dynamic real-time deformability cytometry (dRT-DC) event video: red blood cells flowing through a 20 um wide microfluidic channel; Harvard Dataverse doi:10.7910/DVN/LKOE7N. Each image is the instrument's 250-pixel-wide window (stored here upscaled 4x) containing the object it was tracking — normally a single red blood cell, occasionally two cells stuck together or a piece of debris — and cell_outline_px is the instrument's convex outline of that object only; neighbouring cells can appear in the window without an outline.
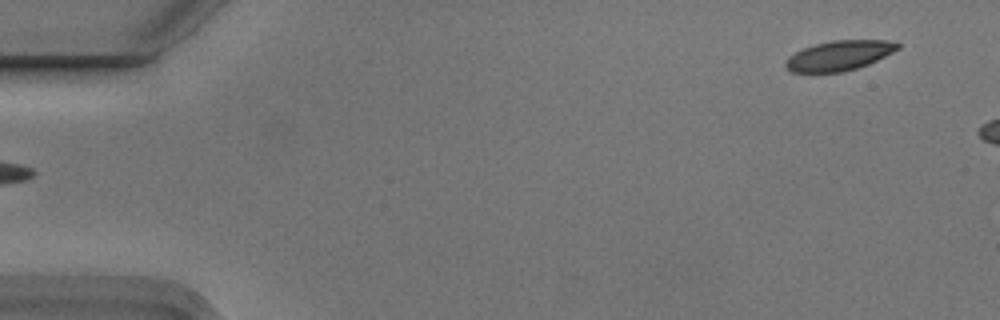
{"species": "Egyptian fruit bat (a non-hibernating species)", "species_latin": "Rousettus aegyptiacus", "temperature_condition": "cold", "stored_images_in_passage": 5, "segment_of_instrument_passage": [2, 2], "camera_frame_rate_fps": 3000, "um_per_image_px": 0.085, "animal": {"sex": "male"}, "frame": {"image": 1, "passage_image": 5, "time_ms": 1.333, "image_size_px": [1000, 320], "cell_outline_px": [[900, 48], [868, 64], [856, 68], [840, 72], [792, 72], [784, 64], [796, 52], [804, 48], [816, 44], [832, 40], [896, 40], [900, 44]], "centroid_in_image_um": [71.39, 4.7], "position_along_channel_um": 13.6, "area_um2": 19.19}}